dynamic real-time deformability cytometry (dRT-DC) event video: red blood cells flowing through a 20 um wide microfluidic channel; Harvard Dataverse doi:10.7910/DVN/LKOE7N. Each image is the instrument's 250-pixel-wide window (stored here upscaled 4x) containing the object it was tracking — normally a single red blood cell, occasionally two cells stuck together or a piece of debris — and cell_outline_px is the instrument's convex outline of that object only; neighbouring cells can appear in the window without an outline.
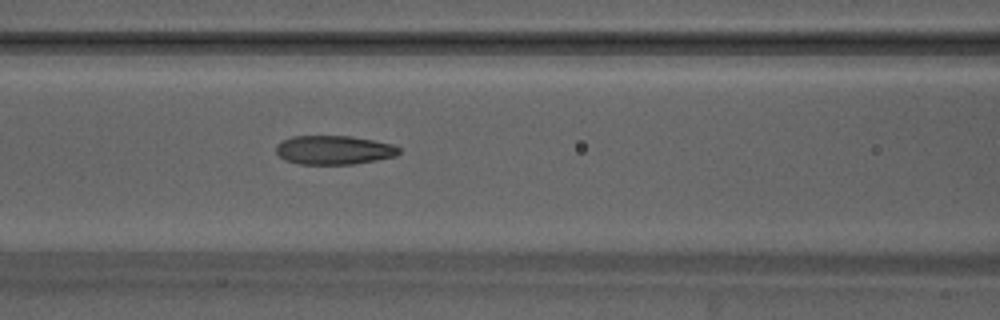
{"species": "Egyptian fruit bat (a non-hibernating species)", "species_latin": "Rousettus aegyptiacus", "temperature_condition": "warm", "stored_images_in_passage": 50, "camera_frame_rate_fps": 3000, "um_per_image_px": 0.085, "animal": {"sex": "male"}, "frame": {"image": 1, "passage_image": 22, "time_ms": 7.0, "image_size_px": [1000, 320], "cell_outline_px": [[400, 152], [396, 156], [376, 160], [352, 164], [300, 164], [284, 160], [276, 152], [276, 144], [292, 136], [348, 136], [372, 140], [392, 144], [400, 148]], "centroid_in_image_um": [28.37, 12.75], "position_along_channel_um": 138.2, "area_um2": 20.63}, "authors_computed_cell_mechanics": {"area_um2": 20.9525, "velocity_mm_per_s": 4.2088, "shape_relaxation_time_tau1_ms": 4.304, "shape_relaxation_time_tau2_ms": 1.3221, "deformation_change_tau1": 0.2127, "deformation_change_tau2": 0.1034}}